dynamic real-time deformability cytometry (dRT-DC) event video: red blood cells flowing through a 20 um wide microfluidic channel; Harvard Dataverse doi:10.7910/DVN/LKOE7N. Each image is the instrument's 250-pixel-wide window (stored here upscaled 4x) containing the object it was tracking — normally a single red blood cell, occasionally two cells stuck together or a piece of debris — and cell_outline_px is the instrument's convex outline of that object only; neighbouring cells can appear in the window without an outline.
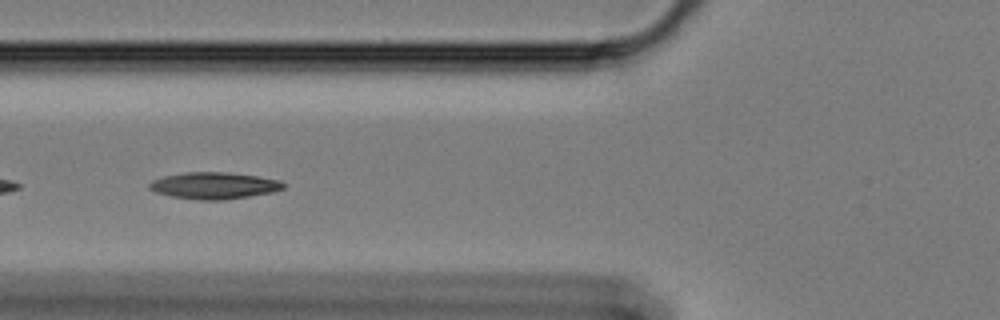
{"species": "Egyptian fruit bat (a non-hibernating species)", "species_latin": "Rousettus aegyptiacus", "temperature_condition": "cold", "stored_images_in_passage": 42, "camera_frame_rate_fps": 3000, "um_per_image_px": 0.085, "animal": {"sex": "female"}, "frame": {"image": 1, "passage_image": 5, "time_ms": 1.333, "image_size_px": [1000, 320], "cell_outline_px": [[284, 188], [272, 192], [224, 200], [200, 200], [172, 196], [156, 192], [148, 188], [148, 184], [152, 180], [164, 176], [184, 172], [224, 172], [256, 176], [276, 180], [284, 184]], "centroid_in_image_um": [18.14, 15.77], "position_along_channel_um": 107.7, "area_um2": 20.58}}
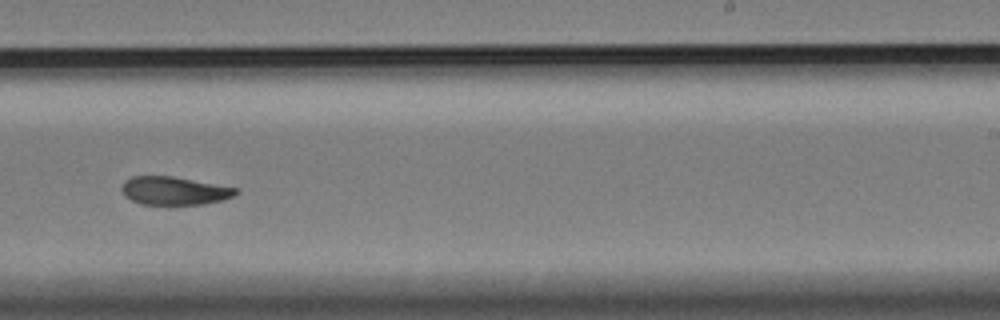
{"frame": {"image": 2, "passage_image": 20, "time_ms": 6.333, "image_size_px": [1000, 320], "cell_outline_px": [[240, 192], [224, 200], [204, 204], [140, 204], [124, 196], [120, 188], [124, 180], [132, 176], [172, 176], [240, 188]], "centroid_in_image_um": [14.82, 16.21], "position_along_channel_um": 274.2, "area_um2": 18.96}}
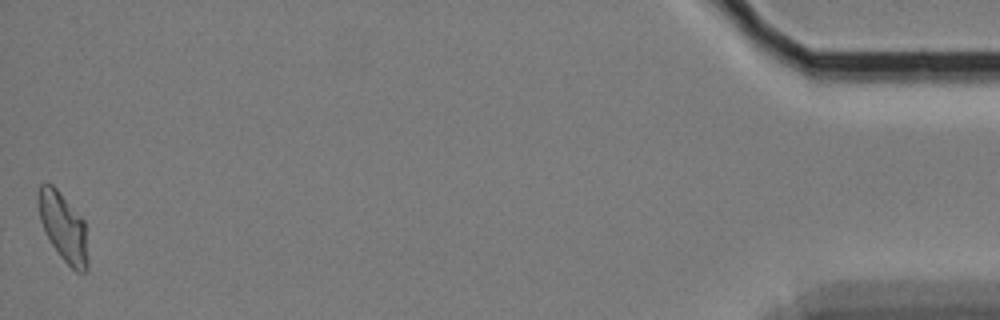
{"frame": {"image": 3, "passage_image": 42, "time_ms": 13.667, "image_size_px": [1000, 320], "cell_outline_px": [[88, 268], [84, 272], [76, 272], [60, 256], [52, 244], [40, 220], [36, 200], [40, 184], [52, 184], [56, 188], [84, 220], [88, 260]], "centroid_in_image_um": [5.37, 19.3], "position_along_channel_um": 429.8, "area_um2": 19.59}, "authors_computed_cell_mechanics": {"area_um2": 19.9121, "velocity_mm_per_s": 3.3363, "shape_relaxation_time_tau1_ms": 9.2164, "shape_relaxation_time_tau2_ms": 7.8271, "deformation_change_tau1": 0.2017, "deformation_change_tau2": 0.1435}}